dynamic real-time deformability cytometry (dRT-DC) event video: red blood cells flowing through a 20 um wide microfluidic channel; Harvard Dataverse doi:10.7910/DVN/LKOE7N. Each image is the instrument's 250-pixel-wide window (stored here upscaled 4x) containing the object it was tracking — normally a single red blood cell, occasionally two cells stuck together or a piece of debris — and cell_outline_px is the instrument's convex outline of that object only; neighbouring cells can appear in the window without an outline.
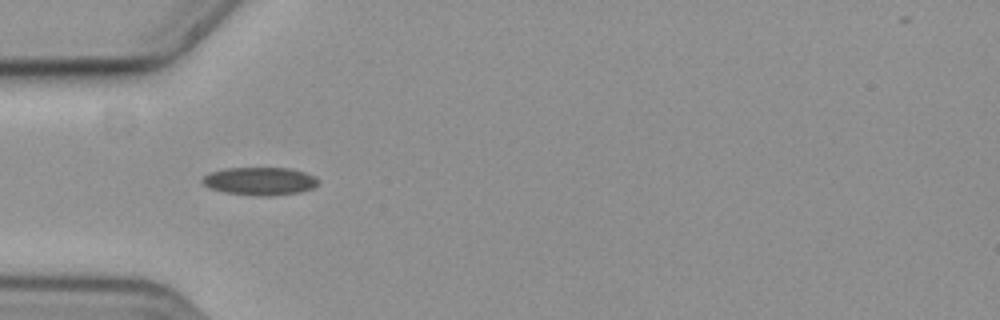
{"species": "common noctule bat (a hibernating species)", "species_latin": "Nyctalus noctula", "temperature_condition": "cold", "stored_images_in_passage": 42, "camera_frame_rate_fps": 3000, "um_per_image_px": 0.085, "animal": {"sex": "female", "body_mass_g": 19.3, "forearm_length_mm": 54.1}, "frame": {"image": 1, "passage_image": 4, "time_ms": 1.0, "image_size_px": [1000, 320], "cell_outline_px": [[320, 180], [312, 188], [300, 192], [272, 196], [260, 196], [224, 192], [208, 188], [200, 180], [204, 176], [212, 172], [224, 168], [288, 168], [304, 172]], "centroid_in_image_um": [22.06, 15.4], "position_along_channel_um": 62.9, "area_um2": 18.79}}
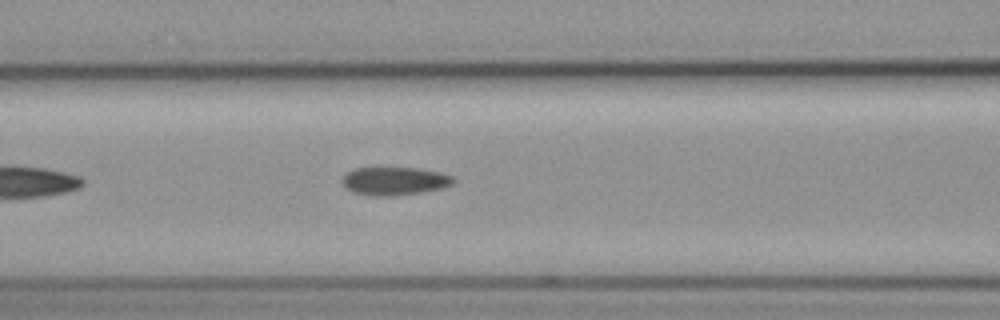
{"frame": {"image": 2, "passage_image": 10, "time_ms": 3.0, "image_size_px": [1000, 320], "cell_outline_px": [[456, 180], [452, 184], [444, 188], [420, 192], [392, 196], [372, 196], [352, 192], [340, 180], [352, 168], [416, 168], [440, 172], [452, 176]], "centroid_in_image_um": [33.54, 15.39], "position_along_channel_um": 133.1, "area_um2": 18.21}}
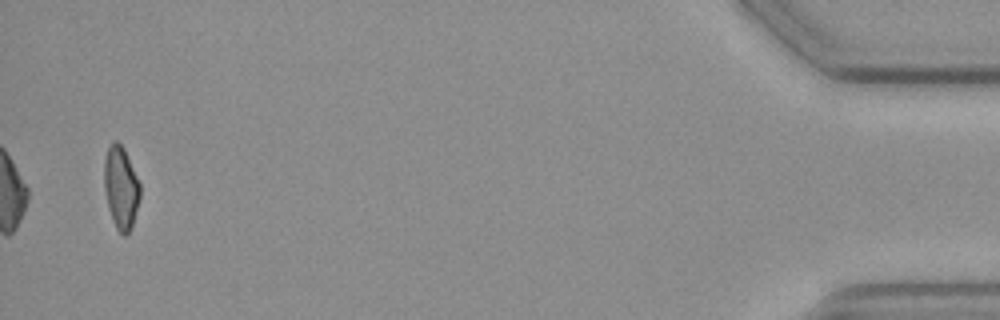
{"frame": {"image": 3, "passage_image": 42, "time_ms": 13.667, "image_size_px": [1000, 320], "cell_outline_px": [[140, 196], [132, 224], [128, 232], [124, 236], [116, 228], [112, 220], [104, 188], [104, 160], [108, 148], [112, 140], [116, 140], [124, 148], [140, 184]], "centroid_in_image_um": [10.27, 15.91], "position_along_channel_um": 424.9, "area_um2": 16.99}, "authors_computed_cell_mechanics": {"area_um2": 18.3226, "velocity_mm_per_s": 3.5926, "shape_relaxation_time_tau1_ms": 9.533, "shape_relaxation_time_tau2_ms": 6.1669, "deformation_change_tau1": 0.1639, "deformation_change_tau2": 0.1375}}